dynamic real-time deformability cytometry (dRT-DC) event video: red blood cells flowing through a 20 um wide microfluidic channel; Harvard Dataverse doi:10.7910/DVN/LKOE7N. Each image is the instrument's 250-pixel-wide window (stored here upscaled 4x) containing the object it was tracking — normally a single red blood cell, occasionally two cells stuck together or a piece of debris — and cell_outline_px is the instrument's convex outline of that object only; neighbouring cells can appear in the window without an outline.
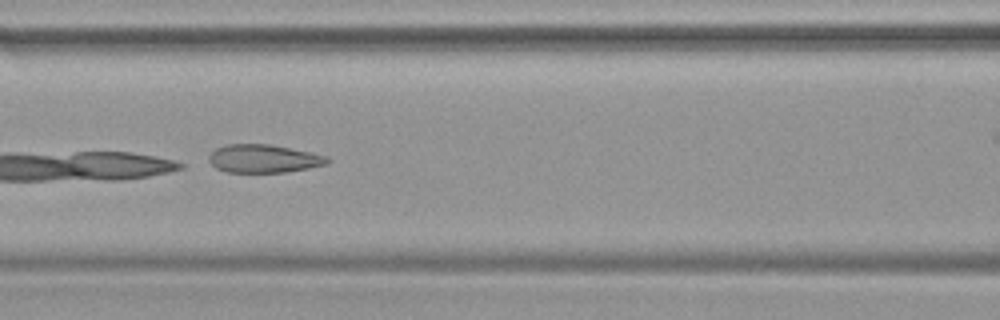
{"species": "common noctule bat (a hibernating species)", "species_latin": "Nyctalus noctula", "temperature_condition": "warm", "stored_images_in_passage": 16, "camera_frame_rate_fps": 3000, "um_per_image_px": 0.085, "animal": {"sex": "female", "body_mass_g": 19.9}, "frame": {"image": 1, "passage_image": 7, "time_ms": 2.0, "image_size_px": [1000, 320], "cell_outline_px": [[332, 160], [328, 164], [308, 168], [284, 172], [228, 172], [216, 168], [208, 160], [208, 156], [216, 148], [228, 144], [268, 144], [328, 156]], "centroid_in_image_um": [22.41, 13.48], "position_along_channel_um": 144.2, "area_um2": 19.31}}
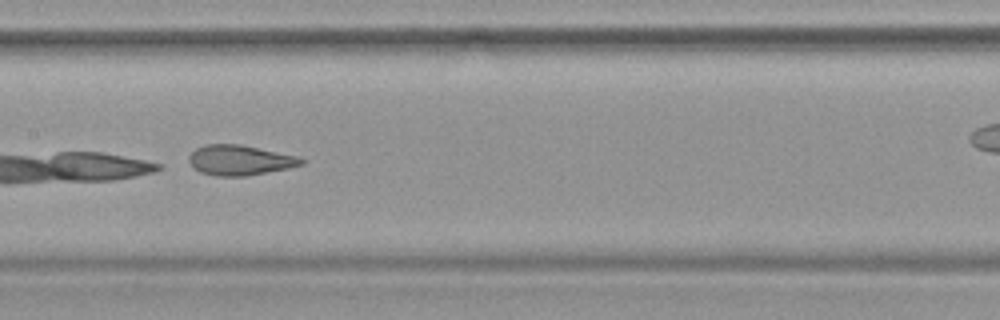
{"frame": {"image": 2, "passage_image": 10, "time_ms": 3.0, "image_size_px": [1000, 320], "cell_outline_px": [[304, 164], [288, 168], [244, 176], [216, 176], [200, 172], [192, 168], [188, 160], [188, 156], [196, 148], [204, 144], [240, 144], [296, 156], [304, 160]], "centroid_in_image_um": [20.32, 13.61], "position_along_channel_um": 187.1, "area_um2": 19.65}}